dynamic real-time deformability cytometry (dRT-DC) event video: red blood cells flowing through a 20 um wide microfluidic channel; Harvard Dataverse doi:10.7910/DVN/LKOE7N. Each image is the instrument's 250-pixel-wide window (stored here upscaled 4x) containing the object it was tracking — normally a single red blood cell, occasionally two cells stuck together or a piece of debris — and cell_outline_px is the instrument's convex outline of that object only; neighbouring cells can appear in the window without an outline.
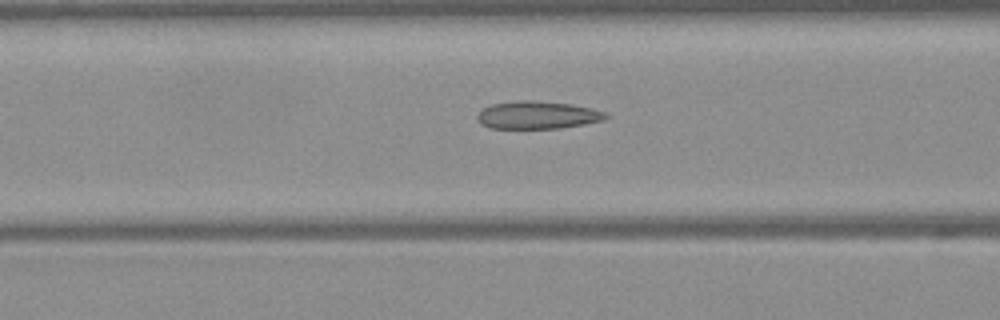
{"species": "Egyptian fruit bat (a non-hibernating species)", "species_latin": "Rousettus aegyptiacus", "temperature_condition": "warm", "stored_images_in_passage": 33, "camera_frame_rate_fps": 3000, "um_per_image_px": 0.085, "frame": {"image": 1, "passage_image": 12, "time_ms": 3.667, "image_size_px": [1000, 320], "cell_outline_px": [[608, 116], [604, 120], [584, 124], [560, 128], [488, 128], [480, 124], [476, 120], [476, 116], [484, 108], [492, 104], [520, 100], [528, 100], [572, 104], [592, 108], [604, 112]], "centroid_in_image_um": [45.66, 9.78], "position_along_channel_um": 120.9, "area_um2": 20.69}}
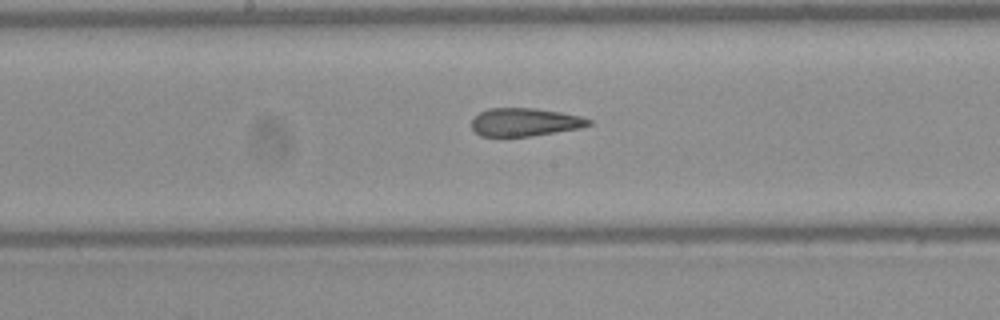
{"frame": {"image": 2, "passage_image": 18, "time_ms": 5.667, "image_size_px": [1000, 320], "cell_outline_px": [[592, 124], [580, 128], [532, 136], [480, 136], [472, 128], [472, 120], [480, 112], [488, 108], [532, 108], [560, 112], [580, 116], [592, 120]], "centroid_in_image_um": [44.62, 10.38], "position_along_channel_um": 203.6, "area_um2": 19.07}}
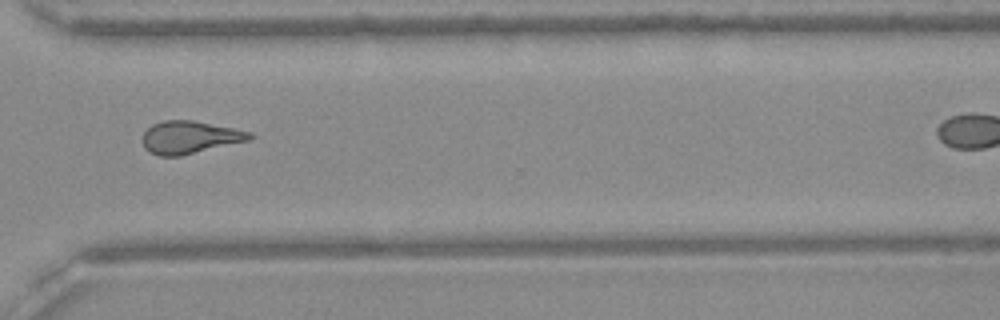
{"frame": {"image": 3, "passage_image": 29, "time_ms": 9.333, "image_size_px": [1000, 320], "cell_outline_px": [[256, 136], [252, 140], [180, 156], [160, 156], [148, 152], [144, 148], [140, 140], [140, 136], [152, 124], [164, 120], [192, 120], [252, 132]], "centroid_in_image_um": [16.11, 11.68], "position_along_channel_um": 354.5, "area_um2": 20.75}}